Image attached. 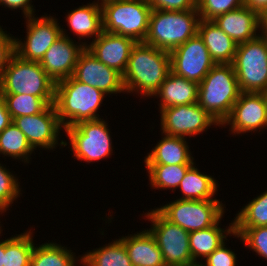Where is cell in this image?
<instances>
[{"label":"cell","mask_w":267,"mask_h":266,"mask_svg":"<svg viewBox=\"0 0 267 266\" xmlns=\"http://www.w3.org/2000/svg\"><path fill=\"white\" fill-rule=\"evenodd\" d=\"M199 84L170 72L152 97H159V110L198 102Z\"/></svg>","instance_id":"22"},{"label":"cell","mask_w":267,"mask_h":266,"mask_svg":"<svg viewBox=\"0 0 267 266\" xmlns=\"http://www.w3.org/2000/svg\"><path fill=\"white\" fill-rule=\"evenodd\" d=\"M222 218L213 226L189 232V244L191 257L195 263L202 262L215 249L220 247L227 237L234 234V221H231L228 227L221 228L219 223ZM198 258V259H197ZM201 258L200 261H198Z\"/></svg>","instance_id":"25"},{"label":"cell","mask_w":267,"mask_h":266,"mask_svg":"<svg viewBox=\"0 0 267 266\" xmlns=\"http://www.w3.org/2000/svg\"><path fill=\"white\" fill-rule=\"evenodd\" d=\"M108 96L103 91L77 81L73 76L55 83L54 107L64 128L82 121L100 119L97 113Z\"/></svg>","instance_id":"2"},{"label":"cell","mask_w":267,"mask_h":266,"mask_svg":"<svg viewBox=\"0 0 267 266\" xmlns=\"http://www.w3.org/2000/svg\"><path fill=\"white\" fill-rule=\"evenodd\" d=\"M83 266H132L125 245L120 239L82 254Z\"/></svg>","instance_id":"28"},{"label":"cell","mask_w":267,"mask_h":266,"mask_svg":"<svg viewBox=\"0 0 267 266\" xmlns=\"http://www.w3.org/2000/svg\"><path fill=\"white\" fill-rule=\"evenodd\" d=\"M2 94L54 97L55 83L39 62L26 61L14 54L2 76Z\"/></svg>","instance_id":"8"},{"label":"cell","mask_w":267,"mask_h":266,"mask_svg":"<svg viewBox=\"0 0 267 266\" xmlns=\"http://www.w3.org/2000/svg\"><path fill=\"white\" fill-rule=\"evenodd\" d=\"M148 172L150 186L153 189H178L187 170L192 165H144Z\"/></svg>","instance_id":"31"},{"label":"cell","mask_w":267,"mask_h":266,"mask_svg":"<svg viewBox=\"0 0 267 266\" xmlns=\"http://www.w3.org/2000/svg\"><path fill=\"white\" fill-rule=\"evenodd\" d=\"M224 242L202 261L204 266H236L237 257L234 251L229 249Z\"/></svg>","instance_id":"37"},{"label":"cell","mask_w":267,"mask_h":266,"mask_svg":"<svg viewBox=\"0 0 267 266\" xmlns=\"http://www.w3.org/2000/svg\"><path fill=\"white\" fill-rule=\"evenodd\" d=\"M73 77L107 95L124 93L122 75L100 62L86 47L79 55Z\"/></svg>","instance_id":"17"},{"label":"cell","mask_w":267,"mask_h":266,"mask_svg":"<svg viewBox=\"0 0 267 266\" xmlns=\"http://www.w3.org/2000/svg\"><path fill=\"white\" fill-rule=\"evenodd\" d=\"M136 42L122 35L102 31L86 48L103 64L122 76L126 71L131 50Z\"/></svg>","instance_id":"18"},{"label":"cell","mask_w":267,"mask_h":266,"mask_svg":"<svg viewBox=\"0 0 267 266\" xmlns=\"http://www.w3.org/2000/svg\"><path fill=\"white\" fill-rule=\"evenodd\" d=\"M190 266H204L203 264H201V262H197V263H193L192 265Z\"/></svg>","instance_id":"47"},{"label":"cell","mask_w":267,"mask_h":266,"mask_svg":"<svg viewBox=\"0 0 267 266\" xmlns=\"http://www.w3.org/2000/svg\"><path fill=\"white\" fill-rule=\"evenodd\" d=\"M11 119L41 113L54 104V97H36L25 94H3Z\"/></svg>","instance_id":"32"},{"label":"cell","mask_w":267,"mask_h":266,"mask_svg":"<svg viewBox=\"0 0 267 266\" xmlns=\"http://www.w3.org/2000/svg\"><path fill=\"white\" fill-rule=\"evenodd\" d=\"M151 222L147 230L162 252L165 266H190L189 232L167 220L156 208L143 214Z\"/></svg>","instance_id":"9"},{"label":"cell","mask_w":267,"mask_h":266,"mask_svg":"<svg viewBox=\"0 0 267 266\" xmlns=\"http://www.w3.org/2000/svg\"><path fill=\"white\" fill-rule=\"evenodd\" d=\"M235 215L234 228L267 226V190L248 202Z\"/></svg>","instance_id":"33"},{"label":"cell","mask_w":267,"mask_h":266,"mask_svg":"<svg viewBox=\"0 0 267 266\" xmlns=\"http://www.w3.org/2000/svg\"><path fill=\"white\" fill-rule=\"evenodd\" d=\"M260 35L267 37V8L260 14Z\"/></svg>","instance_id":"43"},{"label":"cell","mask_w":267,"mask_h":266,"mask_svg":"<svg viewBox=\"0 0 267 266\" xmlns=\"http://www.w3.org/2000/svg\"><path fill=\"white\" fill-rule=\"evenodd\" d=\"M233 236L240 238L244 246L267 260V226L234 228Z\"/></svg>","instance_id":"34"},{"label":"cell","mask_w":267,"mask_h":266,"mask_svg":"<svg viewBox=\"0 0 267 266\" xmlns=\"http://www.w3.org/2000/svg\"><path fill=\"white\" fill-rule=\"evenodd\" d=\"M244 5L261 14L267 8V0H244Z\"/></svg>","instance_id":"42"},{"label":"cell","mask_w":267,"mask_h":266,"mask_svg":"<svg viewBox=\"0 0 267 266\" xmlns=\"http://www.w3.org/2000/svg\"><path fill=\"white\" fill-rule=\"evenodd\" d=\"M3 213H5V212L0 209V215L3 214ZM1 227H2V225H1V221H0V236H2L1 233L3 231V230H1L2 229Z\"/></svg>","instance_id":"45"},{"label":"cell","mask_w":267,"mask_h":266,"mask_svg":"<svg viewBox=\"0 0 267 266\" xmlns=\"http://www.w3.org/2000/svg\"><path fill=\"white\" fill-rule=\"evenodd\" d=\"M159 111L160 130L167 135L190 138L207 131L212 125L221 127L198 102L167 107Z\"/></svg>","instance_id":"12"},{"label":"cell","mask_w":267,"mask_h":266,"mask_svg":"<svg viewBox=\"0 0 267 266\" xmlns=\"http://www.w3.org/2000/svg\"><path fill=\"white\" fill-rule=\"evenodd\" d=\"M12 122L24 133L34 150L41 148L50 151L59 145L65 147L69 144L63 139L58 143L60 131L64 127L54 104L48 105L41 113L13 118Z\"/></svg>","instance_id":"13"},{"label":"cell","mask_w":267,"mask_h":266,"mask_svg":"<svg viewBox=\"0 0 267 266\" xmlns=\"http://www.w3.org/2000/svg\"><path fill=\"white\" fill-rule=\"evenodd\" d=\"M154 10L186 11L197 9V0H146Z\"/></svg>","instance_id":"39"},{"label":"cell","mask_w":267,"mask_h":266,"mask_svg":"<svg viewBox=\"0 0 267 266\" xmlns=\"http://www.w3.org/2000/svg\"><path fill=\"white\" fill-rule=\"evenodd\" d=\"M200 20L197 9L186 11L152 9L144 43L171 52L198 34Z\"/></svg>","instance_id":"4"},{"label":"cell","mask_w":267,"mask_h":266,"mask_svg":"<svg viewBox=\"0 0 267 266\" xmlns=\"http://www.w3.org/2000/svg\"><path fill=\"white\" fill-rule=\"evenodd\" d=\"M107 122L100 118L64 128L73 158L90 164L111 156L114 146Z\"/></svg>","instance_id":"7"},{"label":"cell","mask_w":267,"mask_h":266,"mask_svg":"<svg viewBox=\"0 0 267 266\" xmlns=\"http://www.w3.org/2000/svg\"><path fill=\"white\" fill-rule=\"evenodd\" d=\"M65 30L62 28L60 38L52 44L39 62L54 83L73 76L79 55L86 47L83 43L72 40Z\"/></svg>","instance_id":"16"},{"label":"cell","mask_w":267,"mask_h":266,"mask_svg":"<svg viewBox=\"0 0 267 266\" xmlns=\"http://www.w3.org/2000/svg\"><path fill=\"white\" fill-rule=\"evenodd\" d=\"M0 25V79L11 57L15 54V37L4 31Z\"/></svg>","instance_id":"38"},{"label":"cell","mask_w":267,"mask_h":266,"mask_svg":"<svg viewBox=\"0 0 267 266\" xmlns=\"http://www.w3.org/2000/svg\"><path fill=\"white\" fill-rule=\"evenodd\" d=\"M17 176L0 163V209L6 212L13 201L20 197V182Z\"/></svg>","instance_id":"35"},{"label":"cell","mask_w":267,"mask_h":266,"mask_svg":"<svg viewBox=\"0 0 267 266\" xmlns=\"http://www.w3.org/2000/svg\"><path fill=\"white\" fill-rule=\"evenodd\" d=\"M26 38H15V54L26 61L40 62L45 52L62 35V28L53 16L25 17ZM26 39V40H25Z\"/></svg>","instance_id":"11"},{"label":"cell","mask_w":267,"mask_h":266,"mask_svg":"<svg viewBox=\"0 0 267 266\" xmlns=\"http://www.w3.org/2000/svg\"><path fill=\"white\" fill-rule=\"evenodd\" d=\"M35 245L30 266H76L79 262L82 264V256L79 255V259L75 252L61 244L52 241Z\"/></svg>","instance_id":"27"},{"label":"cell","mask_w":267,"mask_h":266,"mask_svg":"<svg viewBox=\"0 0 267 266\" xmlns=\"http://www.w3.org/2000/svg\"><path fill=\"white\" fill-rule=\"evenodd\" d=\"M225 204L216 200L170 201L156 208L167 220L177 224L187 232L209 228L215 225L225 212Z\"/></svg>","instance_id":"10"},{"label":"cell","mask_w":267,"mask_h":266,"mask_svg":"<svg viewBox=\"0 0 267 266\" xmlns=\"http://www.w3.org/2000/svg\"><path fill=\"white\" fill-rule=\"evenodd\" d=\"M97 0L96 2L93 1L92 3H87V5L80 6L77 9L71 10V12H67L66 21L67 27H69L74 35H76L80 40V43H83L85 46L88 45V41L86 38L91 39L94 41L98 36L101 35L102 29V10L101 4ZM86 42H81L83 39Z\"/></svg>","instance_id":"23"},{"label":"cell","mask_w":267,"mask_h":266,"mask_svg":"<svg viewBox=\"0 0 267 266\" xmlns=\"http://www.w3.org/2000/svg\"><path fill=\"white\" fill-rule=\"evenodd\" d=\"M218 182L211 175L204 174L196 167L194 163L186 172L180 182L182 200H216L214 195L218 191Z\"/></svg>","instance_id":"26"},{"label":"cell","mask_w":267,"mask_h":266,"mask_svg":"<svg viewBox=\"0 0 267 266\" xmlns=\"http://www.w3.org/2000/svg\"><path fill=\"white\" fill-rule=\"evenodd\" d=\"M240 93L233 64H215L199 83L198 104L221 126Z\"/></svg>","instance_id":"3"},{"label":"cell","mask_w":267,"mask_h":266,"mask_svg":"<svg viewBox=\"0 0 267 266\" xmlns=\"http://www.w3.org/2000/svg\"><path fill=\"white\" fill-rule=\"evenodd\" d=\"M102 29L144 42L152 7L146 0H100Z\"/></svg>","instance_id":"5"},{"label":"cell","mask_w":267,"mask_h":266,"mask_svg":"<svg viewBox=\"0 0 267 266\" xmlns=\"http://www.w3.org/2000/svg\"><path fill=\"white\" fill-rule=\"evenodd\" d=\"M228 125L233 135L255 133L258 130L260 133L267 129V94L241 92L221 127Z\"/></svg>","instance_id":"14"},{"label":"cell","mask_w":267,"mask_h":266,"mask_svg":"<svg viewBox=\"0 0 267 266\" xmlns=\"http://www.w3.org/2000/svg\"><path fill=\"white\" fill-rule=\"evenodd\" d=\"M171 72L199 84L216 64L197 34L170 52Z\"/></svg>","instance_id":"15"},{"label":"cell","mask_w":267,"mask_h":266,"mask_svg":"<svg viewBox=\"0 0 267 266\" xmlns=\"http://www.w3.org/2000/svg\"><path fill=\"white\" fill-rule=\"evenodd\" d=\"M244 5V0H197V10L201 19L213 20L217 16Z\"/></svg>","instance_id":"36"},{"label":"cell","mask_w":267,"mask_h":266,"mask_svg":"<svg viewBox=\"0 0 267 266\" xmlns=\"http://www.w3.org/2000/svg\"><path fill=\"white\" fill-rule=\"evenodd\" d=\"M25 231L5 239L4 266H30L34 234L30 229Z\"/></svg>","instance_id":"30"},{"label":"cell","mask_w":267,"mask_h":266,"mask_svg":"<svg viewBox=\"0 0 267 266\" xmlns=\"http://www.w3.org/2000/svg\"><path fill=\"white\" fill-rule=\"evenodd\" d=\"M12 122L10 113L2 96L0 98V133Z\"/></svg>","instance_id":"41"},{"label":"cell","mask_w":267,"mask_h":266,"mask_svg":"<svg viewBox=\"0 0 267 266\" xmlns=\"http://www.w3.org/2000/svg\"><path fill=\"white\" fill-rule=\"evenodd\" d=\"M170 72V52L137 42L131 50L122 76L124 90L126 94H140L143 99L152 98Z\"/></svg>","instance_id":"1"},{"label":"cell","mask_w":267,"mask_h":266,"mask_svg":"<svg viewBox=\"0 0 267 266\" xmlns=\"http://www.w3.org/2000/svg\"><path fill=\"white\" fill-rule=\"evenodd\" d=\"M241 92L267 93V37L238 44L233 61Z\"/></svg>","instance_id":"6"},{"label":"cell","mask_w":267,"mask_h":266,"mask_svg":"<svg viewBox=\"0 0 267 266\" xmlns=\"http://www.w3.org/2000/svg\"><path fill=\"white\" fill-rule=\"evenodd\" d=\"M33 2L32 0H0V6L4 5V7L7 9L11 10H22L23 16L25 17H30V16H35V7L32 5Z\"/></svg>","instance_id":"40"},{"label":"cell","mask_w":267,"mask_h":266,"mask_svg":"<svg viewBox=\"0 0 267 266\" xmlns=\"http://www.w3.org/2000/svg\"><path fill=\"white\" fill-rule=\"evenodd\" d=\"M3 96L2 94V80L0 79V98Z\"/></svg>","instance_id":"46"},{"label":"cell","mask_w":267,"mask_h":266,"mask_svg":"<svg viewBox=\"0 0 267 266\" xmlns=\"http://www.w3.org/2000/svg\"><path fill=\"white\" fill-rule=\"evenodd\" d=\"M33 151L24 133L13 122L0 133V154L4 159L11 157L26 164L32 159Z\"/></svg>","instance_id":"29"},{"label":"cell","mask_w":267,"mask_h":266,"mask_svg":"<svg viewBox=\"0 0 267 266\" xmlns=\"http://www.w3.org/2000/svg\"><path fill=\"white\" fill-rule=\"evenodd\" d=\"M212 21L237 44L260 35V14L245 5L219 15Z\"/></svg>","instance_id":"19"},{"label":"cell","mask_w":267,"mask_h":266,"mask_svg":"<svg viewBox=\"0 0 267 266\" xmlns=\"http://www.w3.org/2000/svg\"><path fill=\"white\" fill-rule=\"evenodd\" d=\"M198 34L216 64H232L238 44L212 20L201 19Z\"/></svg>","instance_id":"21"},{"label":"cell","mask_w":267,"mask_h":266,"mask_svg":"<svg viewBox=\"0 0 267 266\" xmlns=\"http://www.w3.org/2000/svg\"><path fill=\"white\" fill-rule=\"evenodd\" d=\"M162 139L145 156V165H193L187 138L161 133ZM164 136V137H163Z\"/></svg>","instance_id":"20"},{"label":"cell","mask_w":267,"mask_h":266,"mask_svg":"<svg viewBox=\"0 0 267 266\" xmlns=\"http://www.w3.org/2000/svg\"><path fill=\"white\" fill-rule=\"evenodd\" d=\"M119 239L126 247L132 266H165L162 252L148 230Z\"/></svg>","instance_id":"24"},{"label":"cell","mask_w":267,"mask_h":266,"mask_svg":"<svg viewBox=\"0 0 267 266\" xmlns=\"http://www.w3.org/2000/svg\"><path fill=\"white\" fill-rule=\"evenodd\" d=\"M5 240L0 241V266H4Z\"/></svg>","instance_id":"44"}]
</instances>
